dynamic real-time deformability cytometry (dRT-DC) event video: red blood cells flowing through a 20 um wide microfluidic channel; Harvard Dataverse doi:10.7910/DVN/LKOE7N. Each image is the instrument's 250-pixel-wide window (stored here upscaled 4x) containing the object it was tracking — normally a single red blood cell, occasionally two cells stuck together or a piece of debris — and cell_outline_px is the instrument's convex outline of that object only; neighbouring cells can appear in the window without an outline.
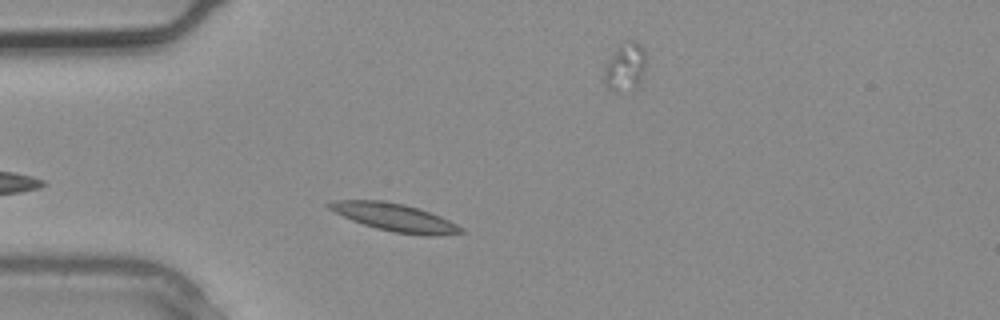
{"species": "common noctule bat (a hibernating species)", "species_latin": "Nyctalus noctula", "temperature_condition": "warm", "stored_images_in_passage": 2, "camera_frame_rate_fps": 3000, "um_per_image_px": 0.085, "animal": {"sex": "male", "body_mass_g": 20.4}, "frame": {"image": 1, "passage_image": 1, "time_ms": 0.0, "image_size_px": [1000, 320], "cell_outline_px": [[468, 232], [432, 236], [424, 236], [396, 232], [376, 228], [352, 220], [328, 208], [324, 204], [336, 200], [384, 200], [404, 204], [420, 208], [440, 216], [464, 228]], "centroid_in_image_um": [33.59, 18.47], "position_along_channel_um": 51.4, "area_um2": 21.33}}